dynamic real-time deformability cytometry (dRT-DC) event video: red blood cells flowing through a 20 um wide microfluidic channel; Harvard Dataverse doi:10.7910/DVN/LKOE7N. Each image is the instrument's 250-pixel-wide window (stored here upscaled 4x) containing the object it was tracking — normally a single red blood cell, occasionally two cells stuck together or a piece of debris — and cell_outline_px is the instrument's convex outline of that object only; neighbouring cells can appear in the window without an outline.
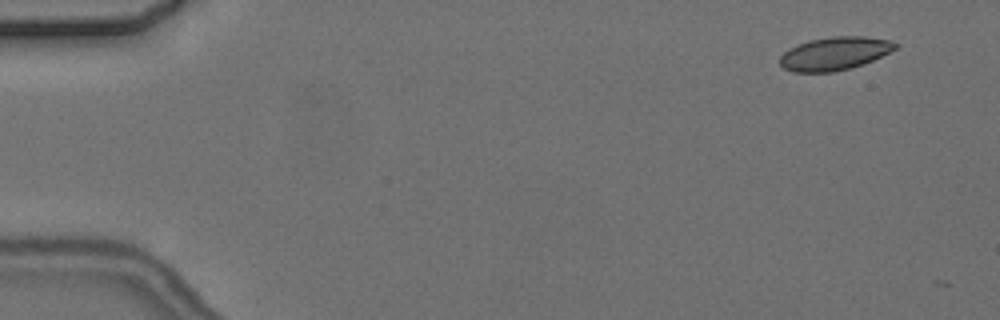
{"species": "common noctule bat (a hibernating species)", "species_latin": "Nyctalus noctula", "temperature_condition": "cold", "stored_images_in_passage": 6, "camera_frame_rate_fps": 3000, "um_per_image_px": 0.085, "animal": {"sex": "female", "body_mass_g": 24.6, "forearm_length_mm": 56.2}, "frame": {"image": 1, "passage_image": 1, "time_ms": 0.0, "image_size_px": [1000, 320], "cell_outline_px": [[900, 44], [896, 48], [864, 64], [852, 68], [832, 72], [792, 72], [784, 68], [780, 64], [780, 56], [788, 48], [812, 40], [832, 36], [864, 36], [888, 40]], "centroid_in_image_um": [70.93, 4.56], "position_along_channel_um": 14.1, "area_um2": 22.2}}
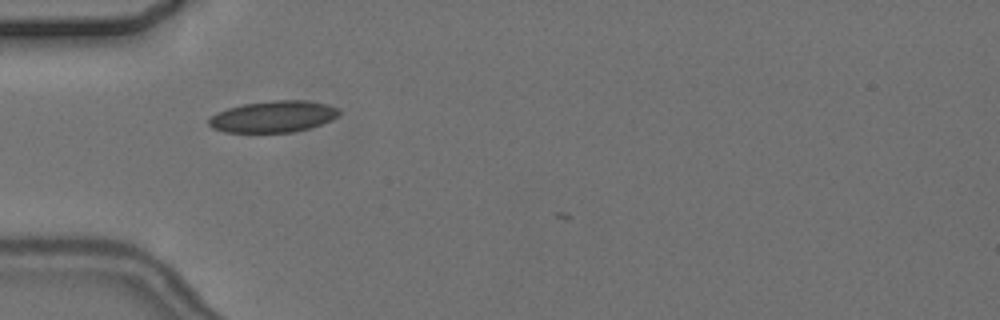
{"frame": {"image": 2, "passage_image": 5, "time_ms": 4.667, "image_size_px": [1000, 320], "cell_outline_px": [[340, 112], [332, 120], [308, 128], [292, 132], [224, 132], [212, 128], [208, 124], [208, 120], [216, 112], [228, 108], [244, 104], [272, 100], [304, 100], [328, 104], [336, 108]], "centroid_in_image_um": [23.2, 9.91], "position_along_channel_um": 61.8, "area_um2": 23.76}}
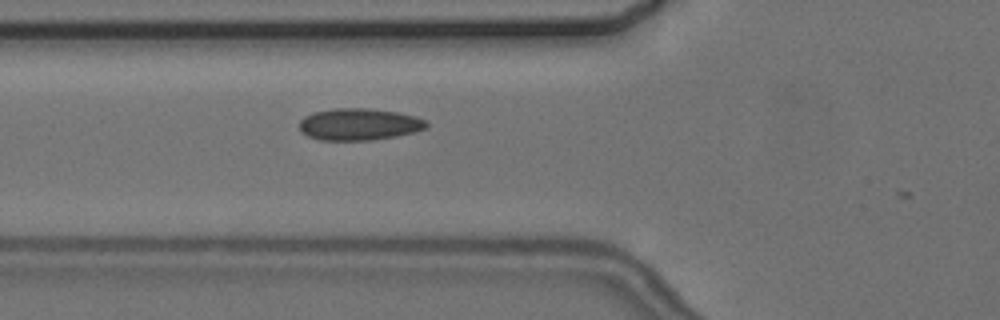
{"frame": {"image": 3, "passage_image": 6, "time_ms": 5.667, "image_size_px": [1000, 320], "cell_outline_px": [[428, 128], [416, 132], [396, 136], [372, 140], [320, 140], [308, 136], [300, 132], [300, 120], [304, 116], [312, 112], [332, 108], [368, 108], [400, 112], [416, 116], [424, 120], [428, 124]], "centroid_in_image_um": [30.53, 10.56], "position_along_channel_um": 95.3, "area_um2": 23.93}}